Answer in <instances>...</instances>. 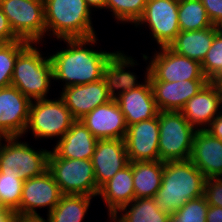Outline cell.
<instances>
[{
    "label": "cell",
    "instance_id": "cell-1",
    "mask_svg": "<svg viewBox=\"0 0 222 222\" xmlns=\"http://www.w3.org/2000/svg\"><path fill=\"white\" fill-rule=\"evenodd\" d=\"M97 38L59 39L67 43V47L49 55L53 81L59 80L65 84L62 88H67L101 80L105 64L116 51L88 48L97 44Z\"/></svg>",
    "mask_w": 222,
    "mask_h": 222
},
{
    "label": "cell",
    "instance_id": "cell-2",
    "mask_svg": "<svg viewBox=\"0 0 222 222\" xmlns=\"http://www.w3.org/2000/svg\"><path fill=\"white\" fill-rule=\"evenodd\" d=\"M205 180L190 159L164 162L162 183L153 201L160 211L172 215L188 200L204 195Z\"/></svg>",
    "mask_w": 222,
    "mask_h": 222
},
{
    "label": "cell",
    "instance_id": "cell-3",
    "mask_svg": "<svg viewBox=\"0 0 222 222\" xmlns=\"http://www.w3.org/2000/svg\"><path fill=\"white\" fill-rule=\"evenodd\" d=\"M43 2L46 35L50 38L52 35L58 40L90 38L97 35L92 25V10L85 0H43Z\"/></svg>",
    "mask_w": 222,
    "mask_h": 222
},
{
    "label": "cell",
    "instance_id": "cell-4",
    "mask_svg": "<svg viewBox=\"0 0 222 222\" xmlns=\"http://www.w3.org/2000/svg\"><path fill=\"white\" fill-rule=\"evenodd\" d=\"M36 44L29 43L18 54L11 81L30 101L47 98L53 80L50 58L42 56Z\"/></svg>",
    "mask_w": 222,
    "mask_h": 222
},
{
    "label": "cell",
    "instance_id": "cell-5",
    "mask_svg": "<svg viewBox=\"0 0 222 222\" xmlns=\"http://www.w3.org/2000/svg\"><path fill=\"white\" fill-rule=\"evenodd\" d=\"M195 132L180 111H159V160L190 159Z\"/></svg>",
    "mask_w": 222,
    "mask_h": 222
},
{
    "label": "cell",
    "instance_id": "cell-6",
    "mask_svg": "<svg viewBox=\"0 0 222 222\" xmlns=\"http://www.w3.org/2000/svg\"><path fill=\"white\" fill-rule=\"evenodd\" d=\"M48 170L63 195L98 196L100 188L96 183L91 160L59 158L50 150Z\"/></svg>",
    "mask_w": 222,
    "mask_h": 222
},
{
    "label": "cell",
    "instance_id": "cell-7",
    "mask_svg": "<svg viewBox=\"0 0 222 222\" xmlns=\"http://www.w3.org/2000/svg\"><path fill=\"white\" fill-rule=\"evenodd\" d=\"M75 121L61 97L55 100L48 98L33 100L29 107L25 134L31 130L35 139L58 137L56 141H59Z\"/></svg>",
    "mask_w": 222,
    "mask_h": 222
},
{
    "label": "cell",
    "instance_id": "cell-8",
    "mask_svg": "<svg viewBox=\"0 0 222 222\" xmlns=\"http://www.w3.org/2000/svg\"><path fill=\"white\" fill-rule=\"evenodd\" d=\"M19 138L7 137L4 140L0 149V173L19 174L25 181L48 170L50 151L42 148L35 150Z\"/></svg>",
    "mask_w": 222,
    "mask_h": 222
},
{
    "label": "cell",
    "instance_id": "cell-9",
    "mask_svg": "<svg viewBox=\"0 0 222 222\" xmlns=\"http://www.w3.org/2000/svg\"><path fill=\"white\" fill-rule=\"evenodd\" d=\"M0 8L19 39L42 44L46 36L43 0H0Z\"/></svg>",
    "mask_w": 222,
    "mask_h": 222
},
{
    "label": "cell",
    "instance_id": "cell-10",
    "mask_svg": "<svg viewBox=\"0 0 222 222\" xmlns=\"http://www.w3.org/2000/svg\"><path fill=\"white\" fill-rule=\"evenodd\" d=\"M151 58L142 54L143 60L148 58L149 81L176 82L184 80H208L203 74L201 63L172 51L168 46L159 47Z\"/></svg>",
    "mask_w": 222,
    "mask_h": 222
},
{
    "label": "cell",
    "instance_id": "cell-11",
    "mask_svg": "<svg viewBox=\"0 0 222 222\" xmlns=\"http://www.w3.org/2000/svg\"><path fill=\"white\" fill-rule=\"evenodd\" d=\"M179 0H147L144 12L134 24H145L159 47L168 46L180 33L178 22Z\"/></svg>",
    "mask_w": 222,
    "mask_h": 222
},
{
    "label": "cell",
    "instance_id": "cell-12",
    "mask_svg": "<svg viewBox=\"0 0 222 222\" xmlns=\"http://www.w3.org/2000/svg\"><path fill=\"white\" fill-rule=\"evenodd\" d=\"M59 185L55 182L49 170L43 174L23 182L20 206L15 211L16 216H40L37 208L48 209L49 214L62 197Z\"/></svg>",
    "mask_w": 222,
    "mask_h": 222
},
{
    "label": "cell",
    "instance_id": "cell-13",
    "mask_svg": "<svg viewBox=\"0 0 222 222\" xmlns=\"http://www.w3.org/2000/svg\"><path fill=\"white\" fill-rule=\"evenodd\" d=\"M31 101L16 87L0 89V134L7 137H24Z\"/></svg>",
    "mask_w": 222,
    "mask_h": 222
},
{
    "label": "cell",
    "instance_id": "cell-14",
    "mask_svg": "<svg viewBox=\"0 0 222 222\" xmlns=\"http://www.w3.org/2000/svg\"><path fill=\"white\" fill-rule=\"evenodd\" d=\"M222 86L209 81L180 110L184 118L196 130H206L212 120L222 111Z\"/></svg>",
    "mask_w": 222,
    "mask_h": 222
},
{
    "label": "cell",
    "instance_id": "cell-15",
    "mask_svg": "<svg viewBox=\"0 0 222 222\" xmlns=\"http://www.w3.org/2000/svg\"><path fill=\"white\" fill-rule=\"evenodd\" d=\"M129 162L159 160V112L152 119L127 126L124 138Z\"/></svg>",
    "mask_w": 222,
    "mask_h": 222
},
{
    "label": "cell",
    "instance_id": "cell-16",
    "mask_svg": "<svg viewBox=\"0 0 222 222\" xmlns=\"http://www.w3.org/2000/svg\"><path fill=\"white\" fill-rule=\"evenodd\" d=\"M97 186L100 188L129 164L124 139H98L91 158Z\"/></svg>",
    "mask_w": 222,
    "mask_h": 222
},
{
    "label": "cell",
    "instance_id": "cell-17",
    "mask_svg": "<svg viewBox=\"0 0 222 222\" xmlns=\"http://www.w3.org/2000/svg\"><path fill=\"white\" fill-rule=\"evenodd\" d=\"M80 120L97 139H124L126 136L127 123L116 100L94 108Z\"/></svg>",
    "mask_w": 222,
    "mask_h": 222
},
{
    "label": "cell",
    "instance_id": "cell-18",
    "mask_svg": "<svg viewBox=\"0 0 222 222\" xmlns=\"http://www.w3.org/2000/svg\"><path fill=\"white\" fill-rule=\"evenodd\" d=\"M149 65L146 67L142 85L123 93L116 99L125 116L127 126L152 119L158 115L152 85L149 81Z\"/></svg>",
    "mask_w": 222,
    "mask_h": 222
},
{
    "label": "cell",
    "instance_id": "cell-19",
    "mask_svg": "<svg viewBox=\"0 0 222 222\" xmlns=\"http://www.w3.org/2000/svg\"><path fill=\"white\" fill-rule=\"evenodd\" d=\"M60 97L76 120H80L94 108L112 100L103 79L62 88Z\"/></svg>",
    "mask_w": 222,
    "mask_h": 222
},
{
    "label": "cell",
    "instance_id": "cell-20",
    "mask_svg": "<svg viewBox=\"0 0 222 222\" xmlns=\"http://www.w3.org/2000/svg\"><path fill=\"white\" fill-rule=\"evenodd\" d=\"M209 80L150 81L159 111H180Z\"/></svg>",
    "mask_w": 222,
    "mask_h": 222
},
{
    "label": "cell",
    "instance_id": "cell-21",
    "mask_svg": "<svg viewBox=\"0 0 222 222\" xmlns=\"http://www.w3.org/2000/svg\"><path fill=\"white\" fill-rule=\"evenodd\" d=\"M190 160L206 179L222 177V140L206 130H196Z\"/></svg>",
    "mask_w": 222,
    "mask_h": 222
},
{
    "label": "cell",
    "instance_id": "cell-22",
    "mask_svg": "<svg viewBox=\"0 0 222 222\" xmlns=\"http://www.w3.org/2000/svg\"><path fill=\"white\" fill-rule=\"evenodd\" d=\"M132 56H127L123 51H116L103 69L102 79L105 82L107 92L112 100H116L123 93L139 87L143 84L138 82L136 73L131 71L129 67L139 65ZM128 68V69H126Z\"/></svg>",
    "mask_w": 222,
    "mask_h": 222
},
{
    "label": "cell",
    "instance_id": "cell-23",
    "mask_svg": "<svg viewBox=\"0 0 222 222\" xmlns=\"http://www.w3.org/2000/svg\"><path fill=\"white\" fill-rule=\"evenodd\" d=\"M98 139L81 120H76L52 151L59 158L91 160Z\"/></svg>",
    "mask_w": 222,
    "mask_h": 222
},
{
    "label": "cell",
    "instance_id": "cell-24",
    "mask_svg": "<svg viewBox=\"0 0 222 222\" xmlns=\"http://www.w3.org/2000/svg\"><path fill=\"white\" fill-rule=\"evenodd\" d=\"M108 209V216L114 215L119 209L130 204L135 198L133 186L132 162L118 171L104 183L98 193Z\"/></svg>",
    "mask_w": 222,
    "mask_h": 222
},
{
    "label": "cell",
    "instance_id": "cell-25",
    "mask_svg": "<svg viewBox=\"0 0 222 222\" xmlns=\"http://www.w3.org/2000/svg\"><path fill=\"white\" fill-rule=\"evenodd\" d=\"M216 32L215 25L195 31H180L168 47L177 54L202 63Z\"/></svg>",
    "mask_w": 222,
    "mask_h": 222
},
{
    "label": "cell",
    "instance_id": "cell-26",
    "mask_svg": "<svg viewBox=\"0 0 222 222\" xmlns=\"http://www.w3.org/2000/svg\"><path fill=\"white\" fill-rule=\"evenodd\" d=\"M164 162H132L133 186L135 198H153L162 183Z\"/></svg>",
    "mask_w": 222,
    "mask_h": 222
},
{
    "label": "cell",
    "instance_id": "cell-27",
    "mask_svg": "<svg viewBox=\"0 0 222 222\" xmlns=\"http://www.w3.org/2000/svg\"><path fill=\"white\" fill-rule=\"evenodd\" d=\"M120 214V215H119ZM112 217L117 222H168L170 215L155 205L153 198H134Z\"/></svg>",
    "mask_w": 222,
    "mask_h": 222
},
{
    "label": "cell",
    "instance_id": "cell-28",
    "mask_svg": "<svg viewBox=\"0 0 222 222\" xmlns=\"http://www.w3.org/2000/svg\"><path fill=\"white\" fill-rule=\"evenodd\" d=\"M93 198L95 197L86 195H62L47 218L50 222H82Z\"/></svg>",
    "mask_w": 222,
    "mask_h": 222
},
{
    "label": "cell",
    "instance_id": "cell-29",
    "mask_svg": "<svg viewBox=\"0 0 222 222\" xmlns=\"http://www.w3.org/2000/svg\"><path fill=\"white\" fill-rule=\"evenodd\" d=\"M178 22L180 31H195L213 25L201 0H179Z\"/></svg>",
    "mask_w": 222,
    "mask_h": 222
},
{
    "label": "cell",
    "instance_id": "cell-30",
    "mask_svg": "<svg viewBox=\"0 0 222 222\" xmlns=\"http://www.w3.org/2000/svg\"><path fill=\"white\" fill-rule=\"evenodd\" d=\"M29 44L25 40H17L0 44V89L11 86L14 66L18 54Z\"/></svg>",
    "mask_w": 222,
    "mask_h": 222
},
{
    "label": "cell",
    "instance_id": "cell-31",
    "mask_svg": "<svg viewBox=\"0 0 222 222\" xmlns=\"http://www.w3.org/2000/svg\"><path fill=\"white\" fill-rule=\"evenodd\" d=\"M147 0H107L106 10L113 12L117 24H135L142 16Z\"/></svg>",
    "mask_w": 222,
    "mask_h": 222
},
{
    "label": "cell",
    "instance_id": "cell-32",
    "mask_svg": "<svg viewBox=\"0 0 222 222\" xmlns=\"http://www.w3.org/2000/svg\"><path fill=\"white\" fill-rule=\"evenodd\" d=\"M24 180L19 174L0 173V205L16 211L20 206Z\"/></svg>",
    "mask_w": 222,
    "mask_h": 222
},
{
    "label": "cell",
    "instance_id": "cell-33",
    "mask_svg": "<svg viewBox=\"0 0 222 222\" xmlns=\"http://www.w3.org/2000/svg\"><path fill=\"white\" fill-rule=\"evenodd\" d=\"M205 77L212 82L222 80V34L216 32L212 45L201 63Z\"/></svg>",
    "mask_w": 222,
    "mask_h": 222
},
{
    "label": "cell",
    "instance_id": "cell-34",
    "mask_svg": "<svg viewBox=\"0 0 222 222\" xmlns=\"http://www.w3.org/2000/svg\"><path fill=\"white\" fill-rule=\"evenodd\" d=\"M209 204L205 196L188 200L178 211L170 215L168 222H206Z\"/></svg>",
    "mask_w": 222,
    "mask_h": 222
},
{
    "label": "cell",
    "instance_id": "cell-35",
    "mask_svg": "<svg viewBox=\"0 0 222 222\" xmlns=\"http://www.w3.org/2000/svg\"><path fill=\"white\" fill-rule=\"evenodd\" d=\"M204 196L209 205L222 207V177L205 180Z\"/></svg>",
    "mask_w": 222,
    "mask_h": 222
},
{
    "label": "cell",
    "instance_id": "cell-36",
    "mask_svg": "<svg viewBox=\"0 0 222 222\" xmlns=\"http://www.w3.org/2000/svg\"><path fill=\"white\" fill-rule=\"evenodd\" d=\"M20 40L13 32L6 15L0 8V44Z\"/></svg>",
    "mask_w": 222,
    "mask_h": 222
},
{
    "label": "cell",
    "instance_id": "cell-37",
    "mask_svg": "<svg viewBox=\"0 0 222 222\" xmlns=\"http://www.w3.org/2000/svg\"><path fill=\"white\" fill-rule=\"evenodd\" d=\"M213 25L222 18V0H201Z\"/></svg>",
    "mask_w": 222,
    "mask_h": 222
},
{
    "label": "cell",
    "instance_id": "cell-38",
    "mask_svg": "<svg viewBox=\"0 0 222 222\" xmlns=\"http://www.w3.org/2000/svg\"><path fill=\"white\" fill-rule=\"evenodd\" d=\"M206 131L213 137L222 140V111L212 120Z\"/></svg>",
    "mask_w": 222,
    "mask_h": 222
},
{
    "label": "cell",
    "instance_id": "cell-39",
    "mask_svg": "<svg viewBox=\"0 0 222 222\" xmlns=\"http://www.w3.org/2000/svg\"><path fill=\"white\" fill-rule=\"evenodd\" d=\"M206 222H222V207L209 205Z\"/></svg>",
    "mask_w": 222,
    "mask_h": 222
},
{
    "label": "cell",
    "instance_id": "cell-40",
    "mask_svg": "<svg viewBox=\"0 0 222 222\" xmlns=\"http://www.w3.org/2000/svg\"><path fill=\"white\" fill-rule=\"evenodd\" d=\"M17 216L13 209L2 207L0 209V222H16Z\"/></svg>",
    "mask_w": 222,
    "mask_h": 222
},
{
    "label": "cell",
    "instance_id": "cell-41",
    "mask_svg": "<svg viewBox=\"0 0 222 222\" xmlns=\"http://www.w3.org/2000/svg\"><path fill=\"white\" fill-rule=\"evenodd\" d=\"M16 222H50L49 219L47 220L42 216H20L17 217Z\"/></svg>",
    "mask_w": 222,
    "mask_h": 222
},
{
    "label": "cell",
    "instance_id": "cell-42",
    "mask_svg": "<svg viewBox=\"0 0 222 222\" xmlns=\"http://www.w3.org/2000/svg\"><path fill=\"white\" fill-rule=\"evenodd\" d=\"M107 0H85L87 6L92 10V8L106 9Z\"/></svg>",
    "mask_w": 222,
    "mask_h": 222
},
{
    "label": "cell",
    "instance_id": "cell-43",
    "mask_svg": "<svg viewBox=\"0 0 222 222\" xmlns=\"http://www.w3.org/2000/svg\"><path fill=\"white\" fill-rule=\"evenodd\" d=\"M217 32L222 34V18L215 24Z\"/></svg>",
    "mask_w": 222,
    "mask_h": 222
},
{
    "label": "cell",
    "instance_id": "cell-44",
    "mask_svg": "<svg viewBox=\"0 0 222 222\" xmlns=\"http://www.w3.org/2000/svg\"><path fill=\"white\" fill-rule=\"evenodd\" d=\"M6 138H7V136L0 134V149L3 144V142H1V141L5 140Z\"/></svg>",
    "mask_w": 222,
    "mask_h": 222
},
{
    "label": "cell",
    "instance_id": "cell-45",
    "mask_svg": "<svg viewBox=\"0 0 222 222\" xmlns=\"http://www.w3.org/2000/svg\"><path fill=\"white\" fill-rule=\"evenodd\" d=\"M110 222H117L112 216H109Z\"/></svg>",
    "mask_w": 222,
    "mask_h": 222
}]
</instances>
